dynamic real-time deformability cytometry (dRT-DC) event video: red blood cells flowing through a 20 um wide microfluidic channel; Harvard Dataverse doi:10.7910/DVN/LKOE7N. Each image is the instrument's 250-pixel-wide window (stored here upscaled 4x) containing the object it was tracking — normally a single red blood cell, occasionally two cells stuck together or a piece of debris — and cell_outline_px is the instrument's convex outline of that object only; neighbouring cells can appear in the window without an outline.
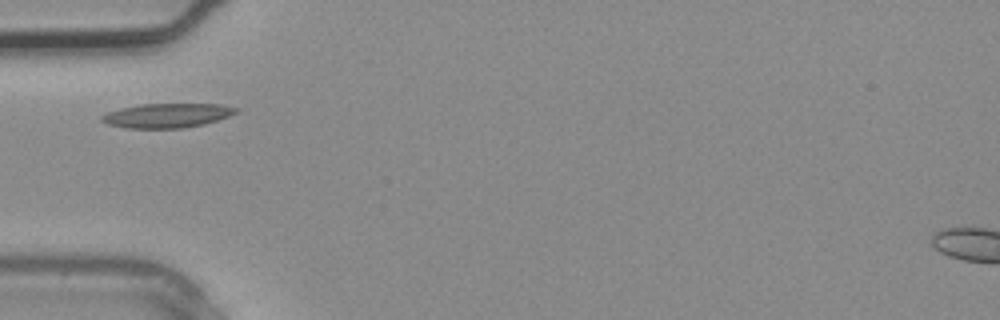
{"species": "common noctule bat (a hibernating species)", "species_latin": "Nyctalus noctula", "temperature_condition": "warm", "stored_images_in_passage": 1, "camera_frame_rate_fps": 3000, "um_per_image_px": 0.085, "animal": {"sex": "male", "body_mass_g": 20.4}, "frame": {"image": 1, "passage_image": 1, "time_ms": 0.0, "image_size_px": [1000, 320], "cell_outline_px": [[240, 108], [236, 112], [228, 116], [204, 124], [184, 128], [128, 128], [108, 124], [100, 120], [100, 116], [108, 112], [120, 108], [140, 104], [220, 104]], "centroid_in_image_um": [14.18, 9.81], "position_along_channel_um": 70.8, "area_um2": 18.96}}